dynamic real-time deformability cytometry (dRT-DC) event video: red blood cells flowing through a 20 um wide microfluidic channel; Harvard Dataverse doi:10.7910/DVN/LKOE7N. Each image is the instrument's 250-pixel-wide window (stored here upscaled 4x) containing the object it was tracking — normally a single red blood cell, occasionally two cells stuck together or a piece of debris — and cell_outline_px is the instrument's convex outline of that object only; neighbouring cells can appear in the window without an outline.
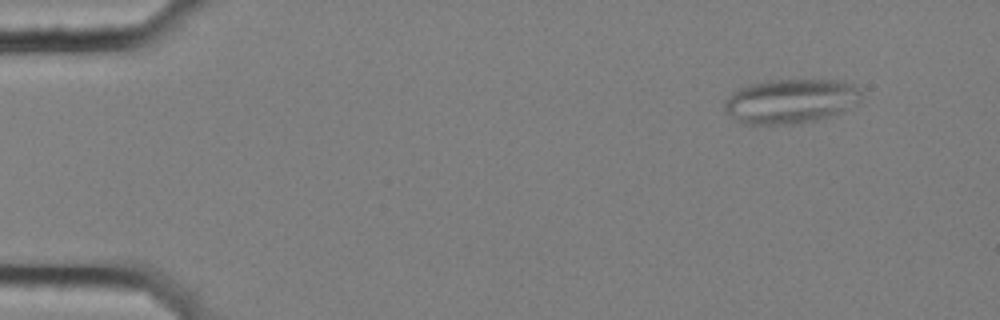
{"species": "common noctule bat (a hibernating species)", "species_latin": "Nyctalus noctula", "temperature_condition": "cold", "stored_images_in_passage": 57, "segment_of_instrument_passage": [1, 2], "camera_frame_rate_fps": 3000, "um_per_image_px": 0.085, "animal": {"sex": "female", "body_mass_g": 25.1}, "frame": {"image": 1, "passage_image": 6, "time_ms": 1.667, "image_size_px": [1000, 320], "cell_outline_px": [[860, 100], [828, 116], [816, 120], [800, 124], [740, 124], [724, 108], [724, 100], [732, 92], [748, 84], [764, 80], [840, 80], [852, 84], [860, 92]], "centroid_in_image_um": [67.11, 8.59], "position_along_channel_um": 17.9, "area_um2": 35.14}}